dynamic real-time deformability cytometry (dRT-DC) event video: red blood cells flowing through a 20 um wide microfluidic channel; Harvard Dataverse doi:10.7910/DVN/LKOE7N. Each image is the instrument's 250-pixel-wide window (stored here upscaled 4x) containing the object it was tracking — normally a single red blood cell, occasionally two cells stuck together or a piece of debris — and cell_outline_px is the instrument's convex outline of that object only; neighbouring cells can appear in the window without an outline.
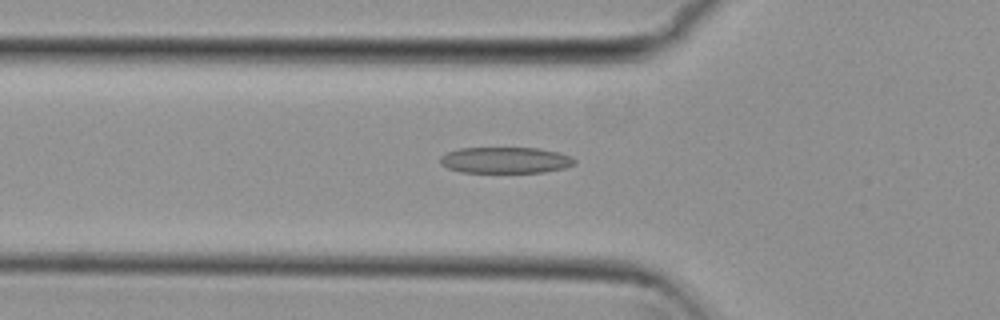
{"species": "common noctule bat (a hibernating species)", "species_latin": "Nyctalus noctula", "temperature_condition": "cold", "stored_images_in_passage": 46, "camera_frame_rate_fps": 3000, "um_per_image_px": 0.085, "animal": {"sex": "female", "body_mass_g": 29.2, "forearm_length_mm": 56.3}, "frame": {"image": 1, "passage_image": 11, "time_ms": 3.333, "image_size_px": [1000, 320], "cell_outline_px": [[576, 164], [564, 168], [544, 172], [460, 172], [448, 168], [440, 164], [440, 156], [456, 148], [540, 148], [560, 152], [576, 160]], "centroid_in_image_um": [42.95, 13.61], "position_along_channel_um": 82.8, "area_um2": 20.58}}
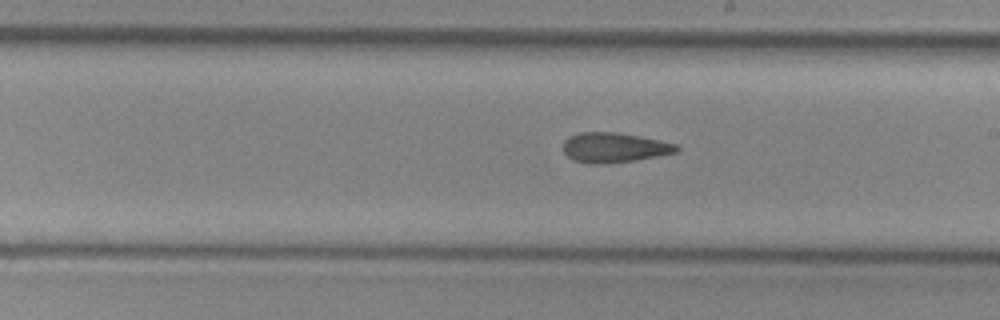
{"frame": {"image": 2, "passage_image": 23, "time_ms": 7.333, "image_size_px": [1000, 320], "cell_outline_px": [[680, 148], [676, 152], [636, 160], [604, 164], [588, 164], [572, 160], [564, 152], [564, 140], [568, 136], [580, 132], [616, 132], [676, 144]], "centroid_in_image_um": [52.14, 12.55], "position_along_channel_um": 236.9, "area_um2": 19.59}}
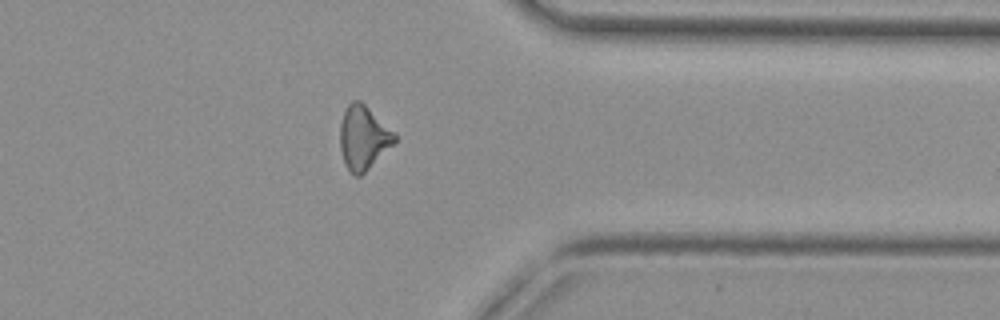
{"frame": {"image": 3, "passage_image": 35, "time_ms": 11.333, "image_size_px": [1000, 320], "cell_outline_px": [[396, 140], [360, 176], [352, 176], [344, 164], [340, 148], [340, 124], [344, 112], [348, 104], [352, 100], [360, 100], [396, 132]], "centroid_in_image_um": [30.86, 11.68], "position_along_channel_um": 380.5, "area_um2": 20.17}, "authors_computed_cell_mechanics": {"area_um2": 19.9121, "velocity_mm_per_s": 3.8347, "shape_relaxation_time_tau1_ms": null, "shape_relaxation_time_tau2_ms": 4.0704, "deformation_change_tau1": null, "deformation_change_tau2": 0.1423}}